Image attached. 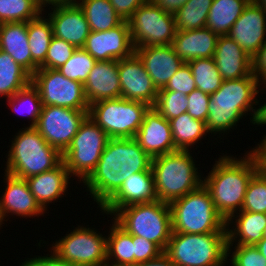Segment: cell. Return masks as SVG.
Wrapping results in <instances>:
<instances>
[{
    "label": "cell",
    "instance_id": "obj_1",
    "mask_svg": "<svg viewBox=\"0 0 266 266\" xmlns=\"http://www.w3.org/2000/svg\"><path fill=\"white\" fill-rule=\"evenodd\" d=\"M151 161L135 138H110L96 168L83 183L101 208L131 175L152 172Z\"/></svg>",
    "mask_w": 266,
    "mask_h": 266
},
{
    "label": "cell",
    "instance_id": "obj_2",
    "mask_svg": "<svg viewBox=\"0 0 266 266\" xmlns=\"http://www.w3.org/2000/svg\"><path fill=\"white\" fill-rule=\"evenodd\" d=\"M258 86L259 82L253 73L239 79L224 80L220 88L210 95L206 119L208 133L220 135L229 132L248 111L252 114L250 122L255 125L262 111V105L257 109L252 107L259 103L256 96L261 91L257 90Z\"/></svg>",
    "mask_w": 266,
    "mask_h": 266
},
{
    "label": "cell",
    "instance_id": "obj_3",
    "mask_svg": "<svg viewBox=\"0 0 266 266\" xmlns=\"http://www.w3.org/2000/svg\"><path fill=\"white\" fill-rule=\"evenodd\" d=\"M215 162L208 176L203 177V185L209 190L217 212L227 221L242 209L248 183L256 168L247 153L238 160L223 155Z\"/></svg>",
    "mask_w": 266,
    "mask_h": 266
},
{
    "label": "cell",
    "instance_id": "obj_4",
    "mask_svg": "<svg viewBox=\"0 0 266 266\" xmlns=\"http://www.w3.org/2000/svg\"><path fill=\"white\" fill-rule=\"evenodd\" d=\"M22 129L12 140L6 173L27 179L53 170L63 162L62 153L50 146L35 127Z\"/></svg>",
    "mask_w": 266,
    "mask_h": 266
},
{
    "label": "cell",
    "instance_id": "obj_5",
    "mask_svg": "<svg viewBox=\"0 0 266 266\" xmlns=\"http://www.w3.org/2000/svg\"><path fill=\"white\" fill-rule=\"evenodd\" d=\"M190 150H177L152 158L157 200L170 203L203 184Z\"/></svg>",
    "mask_w": 266,
    "mask_h": 266
},
{
    "label": "cell",
    "instance_id": "obj_6",
    "mask_svg": "<svg viewBox=\"0 0 266 266\" xmlns=\"http://www.w3.org/2000/svg\"><path fill=\"white\" fill-rule=\"evenodd\" d=\"M172 232L206 234L227 232L226 221L217 212L209 190L202 184L169 203Z\"/></svg>",
    "mask_w": 266,
    "mask_h": 266
},
{
    "label": "cell",
    "instance_id": "obj_7",
    "mask_svg": "<svg viewBox=\"0 0 266 266\" xmlns=\"http://www.w3.org/2000/svg\"><path fill=\"white\" fill-rule=\"evenodd\" d=\"M227 232H172L163 252L175 266H223L228 263Z\"/></svg>",
    "mask_w": 266,
    "mask_h": 266
},
{
    "label": "cell",
    "instance_id": "obj_8",
    "mask_svg": "<svg viewBox=\"0 0 266 266\" xmlns=\"http://www.w3.org/2000/svg\"><path fill=\"white\" fill-rule=\"evenodd\" d=\"M114 216L127 233L143 237L165 251L172 233L169 203L155 200L131 204L120 208Z\"/></svg>",
    "mask_w": 266,
    "mask_h": 266
},
{
    "label": "cell",
    "instance_id": "obj_9",
    "mask_svg": "<svg viewBox=\"0 0 266 266\" xmlns=\"http://www.w3.org/2000/svg\"><path fill=\"white\" fill-rule=\"evenodd\" d=\"M150 107L144 102L120 97L90 104L88 117L110 138H135Z\"/></svg>",
    "mask_w": 266,
    "mask_h": 266
},
{
    "label": "cell",
    "instance_id": "obj_10",
    "mask_svg": "<svg viewBox=\"0 0 266 266\" xmlns=\"http://www.w3.org/2000/svg\"><path fill=\"white\" fill-rule=\"evenodd\" d=\"M109 139L108 134L87 117L62 154L71 177L77 176L84 182L96 168Z\"/></svg>",
    "mask_w": 266,
    "mask_h": 266
},
{
    "label": "cell",
    "instance_id": "obj_11",
    "mask_svg": "<svg viewBox=\"0 0 266 266\" xmlns=\"http://www.w3.org/2000/svg\"><path fill=\"white\" fill-rule=\"evenodd\" d=\"M128 24L134 48L170 45L177 31L174 15L151 0L138 7Z\"/></svg>",
    "mask_w": 266,
    "mask_h": 266
},
{
    "label": "cell",
    "instance_id": "obj_12",
    "mask_svg": "<svg viewBox=\"0 0 266 266\" xmlns=\"http://www.w3.org/2000/svg\"><path fill=\"white\" fill-rule=\"evenodd\" d=\"M60 260L73 266L107 263V237L90 227H76L52 245Z\"/></svg>",
    "mask_w": 266,
    "mask_h": 266
},
{
    "label": "cell",
    "instance_id": "obj_13",
    "mask_svg": "<svg viewBox=\"0 0 266 266\" xmlns=\"http://www.w3.org/2000/svg\"><path fill=\"white\" fill-rule=\"evenodd\" d=\"M43 106L89 110L83 83L63 76L57 69H38L31 76Z\"/></svg>",
    "mask_w": 266,
    "mask_h": 266
},
{
    "label": "cell",
    "instance_id": "obj_14",
    "mask_svg": "<svg viewBox=\"0 0 266 266\" xmlns=\"http://www.w3.org/2000/svg\"><path fill=\"white\" fill-rule=\"evenodd\" d=\"M88 112L89 110L43 106L35 128L50 146L63 154L70 146L80 125L88 117Z\"/></svg>",
    "mask_w": 266,
    "mask_h": 266
},
{
    "label": "cell",
    "instance_id": "obj_15",
    "mask_svg": "<svg viewBox=\"0 0 266 266\" xmlns=\"http://www.w3.org/2000/svg\"><path fill=\"white\" fill-rule=\"evenodd\" d=\"M83 49L96 61L120 60L132 56L135 48L128 21L106 31H90Z\"/></svg>",
    "mask_w": 266,
    "mask_h": 266
},
{
    "label": "cell",
    "instance_id": "obj_16",
    "mask_svg": "<svg viewBox=\"0 0 266 266\" xmlns=\"http://www.w3.org/2000/svg\"><path fill=\"white\" fill-rule=\"evenodd\" d=\"M118 74L122 98L154 106L158 90L145 70L143 62L135 53L118 60Z\"/></svg>",
    "mask_w": 266,
    "mask_h": 266
},
{
    "label": "cell",
    "instance_id": "obj_17",
    "mask_svg": "<svg viewBox=\"0 0 266 266\" xmlns=\"http://www.w3.org/2000/svg\"><path fill=\"white\" fill-rule=\"evenodd\" d=\"M51 11L47 17L52 23L53 36L72 44L76 49L83 48L90 27L80 6L73 0L54 5Z\"/></svg>",
    "mask_w": 266,
    "mask_h": 266
},
{
    "label": "cell",
    "instance_id": "obj_18",
    "mask_svg": "<svg viewBox=\"0 0 266 266\" xmlns=\"http://www.w3.org/2000/svg\"><path fill=\"white\" fill-rule=\"evenodd\" d=\"M266 12L253 0L231 27L228 36L251 58L266 42Z\"/></svg>",
    "mask_w": 266,
    "mask_h": 266
},
{
    "label": "cell",
    "instance_id": "obj_19",
    "mask_svg": "<svg viewBox=\"0 0 266 266\" xmlns=\"http://www.w3.org/2000/svg\"><path fill=\"white\" fill-rule=\"evenodd\" d=\"M135 140L151 158L178 150L173 141L169 121L154 107H150L145 113Z\"/></svg>",
    "mask_w": 266,
    "mask_h": 266
},
{
    "label": "cell",
    "instance_id": "obj_20",
    "mask_svg": "<svg viewBox=\"0 0 266 266\" xmlns=\"http://www.w3.org/2000/svg\"><path fill=\"white\" fill-rule=\"evenodd\" d=\"M135 54L143 62L145 70L153 84L160 90L166 86L170 78L184 64L174 52L172 45L137 47Z\"/></svg>",
    "mask_w": 266,
    "mask_h": 266
},
{
    "label": "cell",
    "instance_id": "obj_21",
    "mask_svg": "<svg viewBox=\"0 0 266 266\" xmlns=\"http://www.w3.org/2000/svg\"><path fill=\"white\" fill-rule=\"evenodd\" d=\"M157 200L153 172L134 173L119 190L100 208L107 215H114L120 208L136 203Z\"/></svg>",
    "mask_w": 266,
    "mask_h": 266
},
{
    "label": "cell",
    "instance_id": "obj_22",
    "mask_svg": "<svg viewBox=\"0 0 266 266\" xmlns=\"http://www.w3.org/2000/svg\"><path fill=\"white\" fill-rule=\"evenodd\" d=\"M5 192L0 198V218H4L11 213L13 216L31 217L44 213V209L36 201L31 193L25 179L14 177L5 172ZM7 215V216H6Z\"/></svg>",
    "mask_w": 266,
    "mask_h": 266
},
{
    "label": "cell",
    "instance_id": "obj_23",
    "mask_svg": "<svg viewBox=\"0 0 266 266\" xmlns=\"http://www.w3.org/2000/svg\"><path fill=\"white\" fill-rule=\"evenodd\" d=\"M84 85L88 104L121 97L118 60L96 61Z\"/></svg>",
    "mask_w": 266,
    "mask_h": 266
},
{
    "label": "cell",
    "instance_id": "obj_24",
    "mask_svg": "<svg viewBox=\"0 0 266 266\" xmlns=\"http://www.w3.org/2000/svg\"><path fill=\"white\" fill-rule=\"evenodd\" d=\"M213 58L223 80L239 79L252 73L251 58L228 35L218 37Z\"/></svg>",
    "mask_w": 266,
    "mask_h": 266
},
{
    "label": "cell",
    "instance_id": "obj_25",
    "mask_svg": "<svg viewBox=\"0 0 266 266\" xmlns=\"http://www.w3.org/2000/svg\"><path fill=\"white\" fill-rule=\"evenodd\" d=\"M218 35L208 28L176 31L172 47L184 63L214 56Z\"/></svg>",
    "mask_w": 266,
    "mask_h": 266
},
{
    "label": "cell",
    "instance_id": "obj_26",
    "mask_svg": "<svg viewBox=\"0 0 266 266\" xmlns=\"http://www.w3.org/2000/svg\"><path fill=\"white\" fill-rule=\"evenodd\" d=\"M0 50L8 53L31 76L39 69L32 61L27 22L0 24Z\"/></svg>",
    "mask_w": 266,
    "mask_h": 266
},
{
    "label": "cell",
    "instance_id": "obj_27",
    "mask_svg": "<svg viewBox=\"0 0 266 266\" xmlns=\"http://www.w3.org/2000/svg\"><path fill=\"white\" fill-rule=\"evenodd\" d=\"M71 175L62 162L53 170L25 179L36 201L45 210L47 203L56 201L64 195Z\"/></svg>",
    "mask_w": 266,
    "mask_h": 266
},
{
    "label": "cell",
    "instance_id": "obj_28",
    "mask_svg": "<svg viewBox=\"0 0 266 266\" xmlns=\"http://www.w3.org/2000/svg\"><path fill=\"white\" fill-rule=\"evenodd\" d=\"M239 214V215H238ZM236 216V217H235ZM235 218V227L230 229V224ZM232 223H231V222ZM266 226V214L240 210L226 221L227 228V257L234 242L236 245H256L263 238ZM230 229V230H229ZM239 240H238V239ZM238 240V241H236Z\"/></svg>",
    "mask_w": 266,
    "mask_h": 266
},
{
    "label": "cell",
    "instance_id": "obj_29",
    "mask_svg": "<svg viewBox=\"0 0 266 266\" xmlns=\"http://www.w3.org/2000/svg\"><path fill=\"white\" fill-rule=\"evenodd\" d=\"M251 0H213L206 28L218 36L228 35L231 27Z\"/></svg>",
    "mask_w": 266,
    "mask_h": 266
},
{
    "label": "cell",
    "instance_id": "obj_30",
    "mask_svg": "<svg viewBox=\"0 0 266 266\" xmlns=\"http://www.w3.org/2000/svg\"><path fill=\"white\" fill-rule=\"evenodd\" d=\"M113 222L107 236V263L111 266H135L133 235Z\"/></svg>",
    "mask_w": 266,
    "mask_h": 266
},
{
    "label": "cell",
    "instance_id": "obj_31",
    "mask_svg": "<svg viewBox=\"0 0 266 266\" xmlns=\"http://www.w3.org/2000/svg\"><path fill=\"white\" fill-rule=\"evenodd\" d=\"M83 10L90 31H106L124 20L116 13L109 0H74Z\"/></svg>",
    "mask_w": 266,
    "mask_h": 266
},
{
    "label": "cell",
    "instance_id": "obj_32",
    "mask_svg": "<svg viewBox=\"0 0 266 266\" xmlns=\"http://www.w3.org/2000/svg\"><path fill=\"white\" fill-rule=\"evenodd\" d=\"M169 123L173 141L178 150H189V146L191 148L208 133L206 123L194 119L187 112L169 120Z\"/></svg>",
    "mask_w": 266,
    "mask_h": 266
},
{
    "label": "cell",
    "instance_id": "obj_33",
    "mask_svg": "<svg viewBox=\"0 0 266 266\" xmlns=\"http://www.w3.org/2000/svg\"><path fill=\"white\" fill-rule=\"evenodd\" d=\"M31 83V75L5 51L0 50V97H12Z\"/></svg>",
    "mask_w": 266,
    "mask_h": 266
},
{
    "label": "cell",
    "instance_id": "obj_34",
    "mask_svg": "<svg viewBox=\"0 0 266 266\" xmlns=\"http://www.w3.org/2000/svg\"><path fill=\"white\" fill-rule=\"evenodd\" d=\"M41 15L43 14L27 22L28 42L32 61L38 67L45 61L48 47L53 38L51 21Z\"/></svg>",
    "mask_w": 266,
    "mask_h": 266
},
{
    "label": "cell",
    "instance_id": "obj_35",
    "mask_svg": "<svg viewBox=\"0 0 266 266\" xmlns=\"http://www.w3.org/2000/svg\"><path fill=\"white\" fill-rule=\"evenodd\" d=\"M213 0H189L175 14L176 30L187 31L206 27Z\"/></svg>",
    "mask_w": 266,
    "mask_h": 266
},
{
    "label": "cell",
    "instance_id": "obj_36",
    "mask_svg": "<svg viewBox=\"0 0 266 266\" xmlns=\"http://www.w3.org/2000/svg\"><path fill=\"white\" fill-rule=\"evenodd\" d=\"M195 80L197 89L211 95L216 92L223 83V78L216 67L213 57L195 59L187 62Z\"/></svg>",
    "mask_w": 266,
    "mask_h": 266
},
{
    "label": "cell",
    "instance_id": "obj_37",
    "mask_svg": "<svg viewBox=\"0 0 266 266\" xmlns=\"http://www.w3.org/2000/svg\"><path fill=\"white\" fill-rule=\"evenodd\" d=\"M35 0H0V24L28 22L42 14Z\"/></svg>",
    "mask_w": 266,
    "mask_h": 266
},
{
    "label": "cell",
    "instance_id": "obj_38",
    "mask_svg": "<svg viewBox=\"0 0 266 266\" xmlns=\"http://www.w3.org/2000/svg\"><path fill=\"white\" fill-rule=\"evenodd\" d=\"M7 102L13 111L20 114L25 113L30 117V121H32L30 127L36 126L43 105L38 90L31 83L12 97L7 98ZM21 109L26 111L23 112Z\"/></svg>",
    "mask_w": 266,
    "mask_h": 266
},
{
    "label": "cell",
    "instance_id": "obj_39",
    "mask_svg": "<svg viewBox=\"0 0 266 266\" xmlns=\"http://www.w3.org/2000/svg\"><path fill=\"white\" fill-rule=\"evenodd\" d=\"M96 60L83 48H77L70 59L57 70L66 78L85 83Z\"/></svg>",
    "mask_w": 266,
    "mask_h": 266
},
{
    "label": "cell",
    "instance_id": "obj_40",
    "mask_svg": "<svg viewBox=\"0 0 266 266\" xmlns=\"http://www.w3.org/2000/svg\"><path fill=\"white\" fill-rule=\"evenodd\" d=\"M168 121L187 112V95L178 91L158 90L153 106Z\"/></svg>",
    "mask_w": 266,
    "mask_h": 266
},
{
    "label": "cell",
    "instance_id": "obj_41",
    "mask_svg": "<svg viewBox=\"0 0 266 266\" xmlns=\"http://www.w3.org/2000/svg\"><path fill=\"white\" fill-rule=\"evenodd\" d=\"M242 211L266 214V179L255 173L250 179Z\"/></svg>",
    "mask_w": 266,
    "mask_h": 266
},
{
    "label": "cell",
    "instance_id": "obj_42",
    "mask_svg": "<svg viewBox=\"0 0 266 266\" xmlns=\"http://www.w3.org/2000/svg\"><path fill=\"white\" fill-rule=\"evenodd\" d=\"M76 48L63 39L53 36L48 47L45 61L39 66V69H58L65 64Z\"/></svg>",
    "mask_w": 266,
    "mask_h": 266
},
{
    "label": "cell",
    "instance_id": "obj_43",
    "mask_svg": "<svg viewBox=\"0 0 266 266\" xmlns=\"http://www.w3.org/2000/svg\"><path fill=\"white\" fill-rule=\"evenodd\" d=\"M231 266H266V258L254 245H235Z\"/></svg>",
    "mask_w": 266,
    "mask_h": 266
},
{
    "label": "cell",
    "instance_id": "obj_44",
    "mask_svg": "<svg viewBox=\"0 0 266 266\" xmlns=\"http://www.w3.org/2000/svg\"><path fill=\"white\" fill-rule=\"evenodd\" d=\"M195 89L196 85L191 69L187 63H184L170 78L166 86L160 90L178 91L188 95Z\"/></svg>",
    "mask_w": 266,
    "mask_h": 266
},
{
    "label": "cell",
    "instance_id": "obj_45",
    "mask_svg": "<svg viewBox=\"0 0 266 266\" xmlns=\"http://www.w3.org/2000/svg\"><path fill=\"white\" fill-rule=\"evenodd\" d=\"M188 109L187 113L194 119L201 120L206 123L208 117V103L210 95L203 93L200 89L193 90L187 95Z\"/></svg>",
    "mask_w": 266,
    "mask_h": 266
},
{
    "label": "cell",
    "instance_id": "obj_46",
    "mask_svg": "<svg viewBox=\"0 0 266 266\" xmlns=\"http://www.w3.org/2000/svg\"><path fill=\"white\" fill-rule=\"evenodd\" d=\"M135 265L158 258L163 251L153 242L133 235Z\"/></svg>",
    "mask_w": 266,
    "mask_h": 266
},
{
    "label": "cell",
    "instance_id": "obj_47",
    "mask_svg": "<svg viewBox=\"0 0 266 266\" xmlns=\"http://www.w3.org/2000/svg\"><path fill=\"white\" fill-rule=\"evenodd\" d=\"M251 70L259 82V87L265 84L266 88V42L251 57Z\"/></svg>",
    "mask_w": 266,
    "mask_h": 266
},
{
    "label": "cell",
    "instance_id": "obj_48",
    "mask_svg": "<svg viewBox=\"0 0 266 266\" xmlns=\"http://www.w3.org/2000/svg\"><path fill=\"white\" fill-rule=\"evenodd\" d=\"M116 13L124 20L128 21L139 6L148 0H109Z\"/></svg>",
    "mask_w": 266,
    "mask_h": 266
},
{
    "label": "cell",
    "instance_id": "obj_49",
    "mask_svg": "<svg viewBox=\"0 0 266 266\" xmlns=\"http://www.w3.org/2000/svg\"><path fill=\"white\" fill-rule=\"evenodd\" d=\"M51 256H38L35 258H27L28 260L22 263L19 266H73L65 261L60 260L53 252ZM49 256V257H48Z\"/></svg>",
    "mask_w": 266,
    "mask_h": 266
},
{
    "label": "cell",
    "instance_id": "obj_50",
    "mask_svg": "<svg viewBox=\"0 0 266 266\" xmlns=\"http://www.w3.org/2000/svg\"><path fill=\"white\" fill-rule=\"evenodd\" d=\"M247 154L254 162L256 173L263 179H266V152L258 145Z\"/></svg>",
    "mask_w": 266,
    "mask_h": 266
},
{
    "label": "cell",
    "instance_id": "obj_51",
    "mask_svg": "<svg viewBox=\"0 0 266 266\" xmlns=\"http://www.w3.org/2000/svg\"><path fill=\"white\" fill-rule=\"evenodd\" d=\"M164 12L175 14L189 0H151Z\"/></svg>",
    "mask_w": 266,
    "mask_h": 266
},
{
    "label": "cell",
    "instance_id": "obj_52",
    "mask_svg": "<svg viewBox=\"0 0 266 266\" xmlns=\"http://www.w3.org/2000/svg\"><path fill=\"white\" fill-rule=\"evenodd\" d=\"M135 266H175L169 258L162 253L158 258L147 261V262H142L138 263Z\"/></svg>",
    "mask_w": 266,
    "mask_h": 266
},
{
    "label": "cell",
    "instance_id": "obj_53",
    "mask_svg": "<svg viewBox=\"0 0 266 266\" xmlns=\"http://www.w3.org/2000/svg\"><path fill=\"white\" fill-rule=\"evenodd\" d=\"M35 1L43 9V7H46L48 4L54 6V5L68 3L73 0H35Z\"/></svg>",
    "mask_w": 266,
    "mask_h": 266
},
{
    "label": "cell",
    "instance_id": "obj_54",
    "mask_svg": "<svg viewBox=\"0 0 266 266\" xmlns=\"http://www.w3.org/2000/svg\"><path fill=\"white\" fill-rule=\"evenodd\" d=\"M260 253L266 258V238H262L256 245H255Z\"/></svg>",
    "mask_w": 266,
    "mask_h": 266
},
{
    "label": "cell",
    "instance_id": "obj_55",
    "mask_svg": "<svg viewBox=\"0 0 266 266\" xmlns=\"http://www.w3.org/2000/svg\"><path fill=\"white\" fill-rule=\"evenodd\" d=\"M257 125H266V103L262 106L260 120L256 123Z\"/></svg>",
    "mask_w": 266,
    "mask_h": 266
},
{
    "label": "cell",
    "instance_id": "obj_56",
    "mask_svg": "<svg viewBox=\"0 0 266 266\" xmlns=\"http://www.w3.org/2000/svg\"><path fill=\"white\" fill-rule=\"evenodd\" d=\"M253 1L266 12V0H253Z\"/></svg>",
    "mask_w": 266,
    "mask_h": 266
},
{
    "label": "cell",
    "instance_id": "obj_57",
    "mask_svg": "<svg viewBox=\"0 0 266 266\" xmlns=\"http://www.w3.org/2000/svg\"><path fill=\"white\" fill-rule=\"evenodd\" d=\"M262 138L264 139H262V141H260L261 143L258 145L266 152V135H264Z\"/></svg>",
    "mask_w": 266,
    "mask_h": 266
},
{
    "label": "cell",
    "instance_id": "obj_58",
    "mask_svg": "<svg viewBox=\"0 0 266 266\" xmlns=\"http://www.w3.org/2000/svg\"><path fill=\"white\" fill-rule=\"evenodd\" d=\"M78 266H111L108 263H103V264H89V265H78Z\"/></svg>",
    "mask_w": 266,
    "mask_h": 266
},
{
    "label": "cell",
    "instance_id": "obj_59",
    "mask_svg": "<svg viewBox=\"0 0 266 266\" xmlns=\"http://www.w3.org/2000/svg\"><path fill=\"white\" fill-rule=\"evenodd\" d=\"M263 237L266 238V226H265L264 231H263Z\"/></svg>",
    "mask_w": 266,
    "mask_h": 266
}]
</instances>
